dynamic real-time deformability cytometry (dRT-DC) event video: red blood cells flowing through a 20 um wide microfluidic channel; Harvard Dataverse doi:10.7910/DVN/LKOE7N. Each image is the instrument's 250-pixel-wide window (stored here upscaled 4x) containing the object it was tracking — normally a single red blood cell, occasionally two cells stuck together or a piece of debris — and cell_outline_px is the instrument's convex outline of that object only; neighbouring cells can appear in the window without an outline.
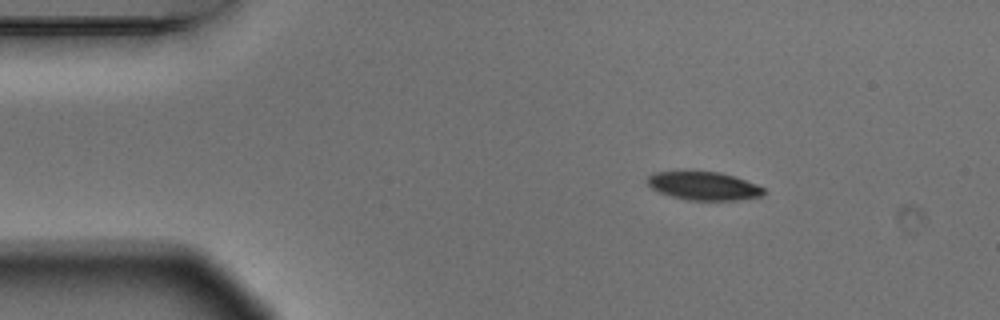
{"species": "Egyptian fruit bat (a non-hibernating species)", "species_latin": "Rousettus aegyptiacus", "temperature_condition": "warm", "stored_images_in_passage": 5, "camera_frame_rate_fps": 3000, "um_per_image_px": 0.085, "animal": {"sex": "male"}, "frame": {"image": 1, "passage_image": 3, "time_ms": 0.667, "image_size_px": [1000, 320], "cell_outline_px": [[764, 192], [760, 196], [736, 200], [688, 200], [672, 196], [660, 192], [652, 188], [648, 184], [648, 176], [656, 172], [680, 168], [692, 168], [720, 172], [756, 184], [764, 188]], "centroid_in_image_um": [59.74, 15.74], "position_along_channel_um": 25.3, "area_um2": 19.83}}